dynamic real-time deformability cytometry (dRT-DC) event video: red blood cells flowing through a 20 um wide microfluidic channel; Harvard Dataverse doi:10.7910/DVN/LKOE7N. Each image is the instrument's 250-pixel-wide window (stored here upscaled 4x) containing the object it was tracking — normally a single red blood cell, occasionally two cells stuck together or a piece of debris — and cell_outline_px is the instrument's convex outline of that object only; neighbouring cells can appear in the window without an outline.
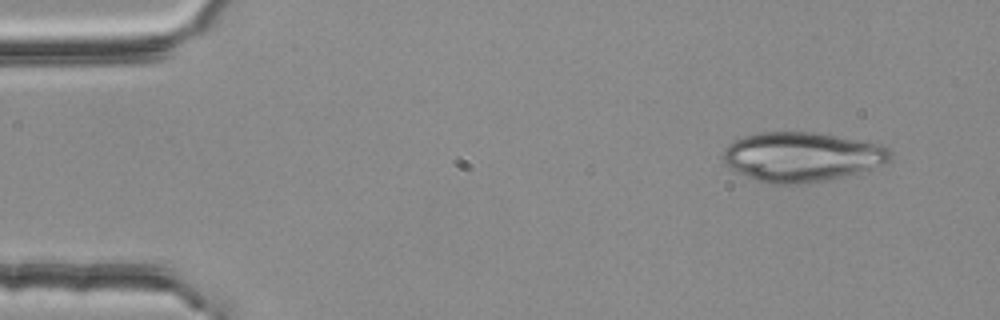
{"species": "common noctule bat (a hibernating species)", "species_latin": "Nyctalus noctula", "temperature_condition": "room temperature", "stored_images_in_passage": 4, "camera_frame_rate_fps": 3000, "um_per_image_px": 0.085, "animal": {"sex": "female", "body_mass_g": 25.1}, "frame": {"image": 1, "passage_image": 1, "time_ms": 0.0, "image_size_px": [1000, 320], "cell_outline_px": [[892, 160], [884, 164], [844, 176], [824, 180], [800, 184], [764, 184], [736, 172], [724, 164], [724, 148], [732, 140], [744, 136], [760, 132], [816, 132], [880, 144], [888, 148], [892, 152]], "centroid_in_image_um": [68.12, 13.33], "position_along_channel_um": 16.9, "area_um2": 48.44}}